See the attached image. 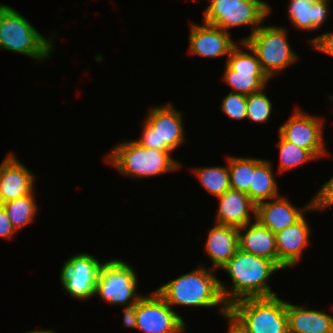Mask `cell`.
<instances>
[{"mask_svg":"<svg viewBox=\"0 0 333 333\" xmlns=\"http://www.w3.org/2000/svg\"><path fill=\"white\" fill-rule=\"evenodd\" d=\"M220 269L225 270L232 281V287H228L219 279L220 293L228 307L246 298L278 295L272 291L268 280L273 273L282 269L272 260L238 249Z\"/></svg>","mask_w":333,"mask_h":333,"instance_id":"cell-1","label":"cell"},{"mask_svg":"<svg viewBox=\"0 0 333 333\" xmlns=\"http://www.w3.org/2000/svg\"><path fill=\"white\" fill-rule=\"evenodd\" d=\"M211 267L198 265L191 272L181 274L156 289L157 293L172 308L174 306L218 307L221 316L228 314L219 288V279Z\"/></svg>","mask_w":333,"mask_h":333,"instance_id":"cell-2","label":"cell"},{"mask_svg":"<svg viewBox=\"0 0 333 333\" xmlns=\"http://www.w3.org/2000/svg\"><path fill=\"white\" fill-rule=\"evenodd\" d=\"M173 151L147 148L134 140L118 143L104 158L121 175L140 179L157 177L182 168V163L171 157Z\"/></svg>","mask_w":333,"mask_h":333,"instance_id":"cell-3","label":"cell"},{"mask_svg":"<svg viewBox=\"0 0 333 333\" xmlns=\"http://www.w3.org/2000/svg\"><path fill=\"white\" fill-rule=\"evenodd\" d=\"M54 38H46L17 10L0 4V50L19 53L37 61L53 53Z\"/></svg>","mask_w":333,"mask_h":333,"instance_id":"cell-4","label":"cell"},{"mask_svg":"<svg viewBox=\"0 0 333 333\" xmlns=\"http://www.w3.org/2000/svg\"><path fill=\"white\" fill-rule=\"evenodd\" d=\"M228 314L247 333H288L286 301L278 296L236 301Z\"/></svg>","mask_w":333,"mask_h":333,"instance_id":"cell-5","label":"cell"},{"mask_svg":"<svg viewBox=\"0 0 333 333\" xmlns=\"http://www.w3.org/2000/svg\"><path fill=\"white\" fill-rule=\"evenodd\" d=\"M203 22L231 33L232 27L251 26V32L239 41L253 35L270 15L271 6L263 0H209Z\"/></svg>","mask_w":333,"mask_h":333,"instance_id":"cell-6","label":"cell"},{"mask_svg":"<svg viewBox=\"0 0 333 333\" xmlns=\"http://www.w3.org/2000/svg\"><path fill=\"white\" fill-rule=\"evenodd\" d=\"M139 145L163 151H176L185 140L182 113L170 103L152 106L142 122Z\"/></svg>","mask_w":333,"mask_h":333,"instance_id":"cell-7","label":"cell"},{"mask_svg":"<svg viewBox=\"0 0 333 333\" xmlns=\"http://www.w3.org/2000/svg\"><path fill=\"white\" fill-rule=\"evenodd\" d=\"M288 31L275 25H261L247 38V43L257 55L262 70L269 79L299 60L288 42Z\"/></svg>","mask_w":333,"mask_h":333,"instance_id":"cell-8","label":"cell"},{"mask_svg":"<svg viewBox=\"0 0 333 333\" xmlns=\"http://www.w3.org/2000/svg\"><path fill=\"white\" fill-rule=\"evenodd\" d=\"M138 275L126 261L111 259L100 267L95 295L113 306L137 303L143 296L137 293Z\"/></svg>","mask_w":333,"mask_h":333,"instance_id":"cell-9","label":"cell"},{"mask_svg":"<svg viewBox=\"0 0 333 333\" xmlns=\"http://www.w3.org/2000/svg\"><path fill=\"white\" fill-rule=\"evenodd\" d=\"M238 42L240 45L236 44L227 56L222 79L231 88L230 92L249 95L267 86L270 79L251 47L244 41Z\"/></svg>","mask_w":333,"mask_h":333,"instance_id":"cell-10","label":"cell"},{"mask_svg":"<svg viewBox=\"0 0 333 333\" xmlns=\"http://www.w3.org/2000/svg\"><path fill=\"white\" fill-rule=\"evenodd\" d=\"M184 318L152 291L136 303V329L145 333H184Z\"/></svg>","mask_w":333,"mask_h":333,"instance_id":"cell-11","label":"cell"},{"mask_svg":"<svg viewBox=\"0 0 333 333\" xmlns=\"http://www.w3.org/2000/svg\"><path fill=\"white\" fill-rule=\"evenodd\" d=\"M102 263L89 253L73 255L61 268L60 282L63 289L74 299L86 300L94 297Z\"/></svg>","mask_w":333,"mask_h":333,"instance_id":"cell-12","label":"cell"},{"mask_svg":"<svg viewBox=\"0 0 333 333\" xmlns=\"http://www.w3.org/2000/svg\"><path fill=\"white\" fill-rule=\"evenodd\" d=\"M323 125L324 118L308 114L298 108L277 130L278 135L284 140L309 150L318 159L328 155L326 143L323 140Z\"/></svg>","mask_w":333,"mask_h":333,"instance_id":"cell-13","label":"cell"},{"mask_svg":"<svg viewBox=\"0 0 333 333\" xmlns=\"http://www.w3.org/2000/svg\"><path fill=\"white\" fill-rule=\"evenodd\" d=\"M232 34L213 25L192 24L189 32V52L201 57L216 58L228 56L238 43L233 41Z\"/></svg>","mask_w":333,"mask_h":333,"instance_id":"cell-14","label":"cell"},{"mask_svg":"<svg viewBox=\"0 0 333 333\" xmlns=\"http://www.w3.org/2000/svg\"><path fill=\"white\" fill-rule=\"evenodd\" d=\"M313 211L311 200L303 207L291 204L287 197L279 196L256 206V220L263 226L277 233L299 221L304 213Z\"/></svg>","mask_w":333,"mask_h":333,"instance_id":"cell-15","label":"cell"},{"mask_svg":"<svg viewBox=\"0 0 333 333\" xmlns=\"http://www.w3.org/2000/svg\"><path fill=\"white\" fill-rule=\"evenodd\" d=\"M14 154H7L0 164V193L4 203L35 191V175Z\"/></svg>","mask_w":333,"mask_h":333,"instance_id":"cell-16","label":"cell"},{"mask_svg":"<svg viewBox=\"0 0 333 333\" xmlns=\"http://www.w3.org/2000/svg\"><path fill=\"white\" fill-rule=\"evenodd\" d=\"M310 225L303 216L295 224L276 233L278 251V266L281 269L296 266L302 258V253L310 244Z\"/></svg>","mask_w":333,"mask_h":333,"instance_id":"cell-17","label":"cell"},{"mask_svg":"<svg viewBox=\"0 0 333 333\" xmlns=\"http://www.w3.org/2000/svg\"><path fill=\"white\" fill-rule=\"evenodd\" d=\"M216 198L219 206L215 223L241 228L253 222L251 213L256 218V205L246 193L230 188Z\"/></svg>","mask_w":333,"mask_h":333,"instance_id":"cell-18","label":"cell"},{"mask_svg":"<svg viewBox=\"0 0 333 333\" xmlns=\"http://www.w3.org/2000/svg\"><path fill=\"white\" fill-rule=\"evenodd\" d=\"M238 243L240 250L272 260L278 265L276 234L263 227L256 218L252 223L238 228Z\"/></svg>","mask_w":333,"mask_h":333,"instance_id":"cell-19","label":"cell"},{"mask_svg":"<svg viewBox=\"0 0 333 333\" xmlns=\"http://www.w3.org/2000/svg\"><path fill=\"white\" fill-rule=\"evenodd\" d=\"M204 246L211 268H221L239 249L238 228L215 223L207 232Z\"/></svg>","mask_w":333,"mask_h":333,"instance_id":"cell-20","label":"cell"},{"mask_svg":"<svg viewBox=\"0 0 333 333\" xmlns=\"http://www.w3.org/2000/svg\"><path fill=\"white\" fill-rule=\"evenodd\" d=\"M288 333H333V316L322 310L286 302Z\"/></svg>","mask_w":333,"mask_h":333,"instance_id":"cell-21","label":"cell"},{"mask_svg":"<svg viewBox=\"0 0 333 333\" xmlns=\"http://www.w3.org/2000/svg\"><path fill=\"white\" fill-rule=\"evenodd\" d=\"M330 0H290L288 19L291 25L303 31H316L324 25L331 10Z\"/></svg>","mask_w":333,"mask_h":333,"instance_id":"cell-22","label":"cell"},{"mask_svg":"<svg viewBox=\"0 0 333 333\" xmlns=\"http://www.w3.org/2000/svg\"><path fill=\"white\" fill-rule=\"evenodd\" d=\"M279 189L270 161L254 158V172H252V185L247 193L251 201L258 204L279 197Z\"/></svg>","mask_w":333,"mask_h":333,"instance_id":"cell-23","label":"cell"},{"mask_svg":"<svg viewBox=\"0 0 333 333\" xmlns=\"http://www.w3.org/2000/svg\"><path fill=\"white\" fill-rule=\"evenodd\" d=\"M3 207L7 211L12 227L17 232L32 223L36 217L38 206L35 192L8 201L4 203Z\"/></svg>","mask_w":333,"mask_h":333,"instance_id":"cell-24","label":"cell"},{"mask_svg":"<svg viewBox=\"0 0 333 333\" xmlns=\"http://www.w3.org/2000/svg\"><path fill=\"white\" fill-rule=\"evenodd\" d=\"M191 171L198 178L201 186L214 197L221 196L225 191L229 190V168L228 157L225 166H207L195 167Z\"/></svg>","mask_w":333,"mask_h":333,"instance_id":"cell-25","label":"cell"},{"mask_svg":"<svg viewBox=\"0 0 333 333\" xmlns=\"http://www.w3.org/2000/svg\"><path fill=\"white\" fill-rule=\"evenodd\" d=\"M229 180L231 189L249 192L254 172V158L228 156Z\"/></svg>","mask_w":333,"mask_h":333,"instance_id":"cell-26","label":"cell"},{"mask_svg":"<svg viewBox=\"0 0 333 333\" xmlns=\"http://www.w3.org/2000/svg\"><path fill=\"white\" fill-rule=\"evenodd\" d=\"M276 148L279 150L278 173H285L298 165L317 159L309 150L300 148L294 142H288L279 135Z\"/></svg>","mask_w":333,"mask_h":333,"instance_id":"cell-27","label":"cell"},{"mask_svg":"<svg viewBox=\"0 0 333 333\" xmlns=\"http://www.w3.org/2000/svg\"><path fill=\"white\" fill-rule=\"evenodd\" d=\"M246 95L247 118L256 123H268L272 114L273 105L264 90Z\"/></svg>","mask_w":333,"mask_h":333,"instance_id":"cell-28","label":"cell"},{"mask_svg":"<svg viewBox=\"0 0 333 333\" xmlns=\"http://www.w3.org/2000/svg\"><path fill=\"white\" fill-rule=\"evenodd\" d=\"M221 110L230 119L247 118L246 95L230 92L221 100Z\"/></svg>","mask_w":333,"mask_h":333,"instance_id":"cell-29","label":"cell"},{"mask_svg":"<svg viewBox=\"0 0 333 333\" xmlns=\"http://www.w3.org/2000/svg\"><path fill=\"white\" fill-rule=\"evenodd\" d=\"M312 198L311 205L313 211H322L333 206V175Z\"/></svg>","mask_w":333,"mask_h":333,"instance_id":"cell-30","label":"cell"},{"mask_svg":"<svg viewBox=\"0 0 333 333\" xmlns=\"http://www.w3.org/2000/svg\"><path fill=\"white\" fill-rule=\"evenodd\" d=\"M308 41L312 48L333 56V31L324 32L321 35L308 39Z\"/></svg>","mask_w":333,"mask_h":333,"instance_id":"cell-31","label":"cell"},{"mask_svg":"<svg viewBox=\"0 0 333 333\" xmlns=\"http://www.w3.org/2000/svg\"><path fill=\"white\" fill-rule=\"evenodd\" d=\"M16 233L12 227L11 221L8 217L7 211L4 207L0 208V238L12 239Z\"/></svg>","mask_w":333,"mask_h":333,"instance_id":"cell-32","label":"cell"},{"mask_svg":"<svg viewBox=\"0 0 333 333\" xmlns=\"http://www.w3.org/2000/svg\"><path fill=\"white\" fill-rule=\"evenodd\" d=\"M123 326L136 329V303L123 306Z\"/></svg>","mask_w":333,"mask_h":333,"instance_id":"cell-33","label":"cell"},{"mask_svg":"<svg viewBox=\"0 0 333 333\" xmlns=\"http://www.w3.org/2000/svg\"><path fill=\"white\" fill-rule=\"evenodd\" d=\"M228 322L227 333H247L229 314L223 317Z\"/></svg>","mask_w":333,"mask_h":333,"instance_id":"cell-34","label":"cell"},{"mask_svg":"<svg viewBox=\"0 0 333 333\" xmlns=\"http://www.w3.org/2000/svg\"><path fill=\"white\" fill-rule=\"evenodd\" d=\"M25 333H56L52 329H42V330H33V331H27Z\"/></svg>","mask_w":333,"mask_h":333,"instance_id":"cell-35","label":"cell"},{"mask_svg":"<svg viewBox=\"0 0 333 333\" xmlns=\"http://www.w3.org/2000/svg\"><path fill=\"white\" fill-rule=\"evenodd\" d=\"M3 205H4V201H3L1 193H0V208L3 207Z\"/></svg>","mask_w":333,"mask_h":333,"instance_id":"cell-36","label":"cell"},{"mask_svg":"<svg viewBox=\"0 0 333 333\" xmlns=\"http://www.w3.org/2000/svg\"><path fill=\"white\" fill-rule=\"evenodd\" d=\"M328 98L333 103V95H328Z\"/></svg>","mask_w":333,"mask_h":333,"instance_id":"cell-37","label":"cell"}]
</instances>
